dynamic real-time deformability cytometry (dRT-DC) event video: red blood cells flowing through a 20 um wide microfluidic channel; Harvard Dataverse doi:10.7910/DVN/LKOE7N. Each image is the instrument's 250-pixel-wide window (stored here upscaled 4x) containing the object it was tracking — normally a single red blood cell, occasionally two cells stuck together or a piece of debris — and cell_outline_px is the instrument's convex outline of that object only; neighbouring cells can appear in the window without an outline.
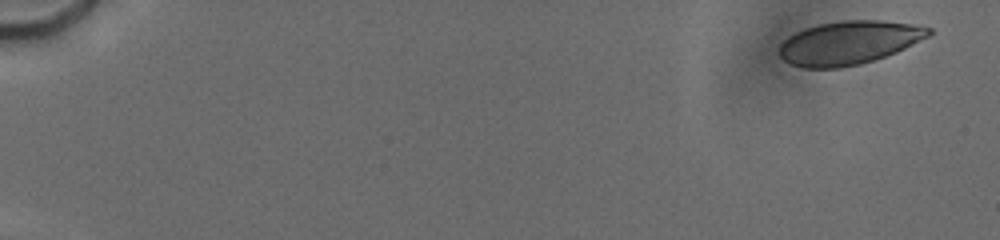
{"species": "human", "species_latin": "Homo sapiens", "temperature_condition": "cold", "stored_images_in_passage": 87, "camera_frame_rate_fps": 3000, "um_per_image_px": 0.085, "donor": {"sex": "male"}, "frame": {"image": 1, "passage_image": 4, "time_ms": 0.667, "image_size_px": [1000, 240], "cell_outline_px": [[932, 32], [928, 36], [896, 52], [860, 64], [840, 68], [804, 68], [792, 64], [784, 60], [780, 56], [780, 44], [788, 36], [796, 32], [820, 24], [844, 20], [880, 20], [912, 24], [932, 28]], "centroid_in_image_um": [72.15, 3.63], "position_along_channel_um": 12.8, "area_um2": 37.45}}
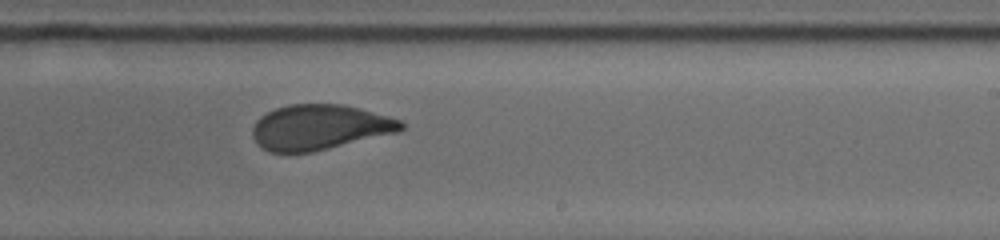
{"frame": {"image": 2, "passage_image": 55, "time_ms": 12.0, "image_size_px": [1000, 240], "cell_outline_px": [[404, 128], [400, 132], [312, 152], [272, 152], [256, 144], [252, 136], [252, 128], [256, 120], [260, 116], [276, 108], [288, 104], [344, 104], [360, 108], [388, 116], [400, 120], [404, 124]], "centroid_in_image_um": [27.17, 10.81], "position_along_channel_um": 261.8, "area_um2": 39.25}}
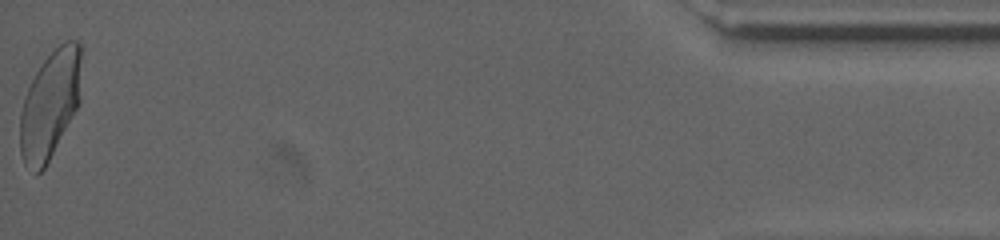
{"frame": {"image": 3, "passage_image": 86, "time_ms": 18.667, "image_size_px": [1000, 240], "cell_outline_px": [[84, 48], [80, 100], [72, 116], [44, 168], [36, 176], [24, 164], [20, 152], [20, 112], [24, 96], [36, 72], [44, 60], [64, 40], [76, 40]], "centroid_in_image_um": [4.28, 8.83], "position_along_channel_um": 430.9, "area_um2": 39.02}, "authors_computed_cell_mechanics": {"area_um2": 39.1884, "velocity_mm_per_s": 3.7629, "shape_relaxation_time_tau1_ms": 5.9231, "shape_relaxation_time_tau2_ms": 0.6661, "deformation_change_tau1": 0.1569, "deformation_change_tau2": 0.0528}}